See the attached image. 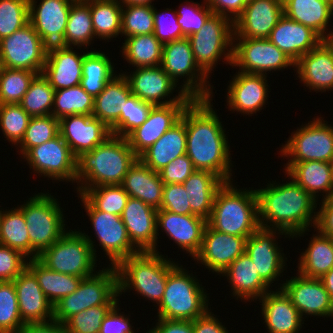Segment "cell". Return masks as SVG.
I'll use <instances>...</instances> for the list:
<instances>
[{"label": "cell", "mask_w": 333, "mask_h": 333, "mask_svg": "<svg viewBox=\"0 0 333 333\" xmlns=\"http://www.w3.org/2000/svg\"><path fill=\"white\" fill-rule=\"evenodd\" d=\"M224 183L219 176L210 171H194L183 183L191 211L208 220L212 213L215 194Z\"/></svg>", "instance_id": "obj_38"}, {"label": "cell", "mask_w": 333, "mask_h": 333, "mask_svg": "<svg viewBox=\"0 0 333 333\" xmlns=\"http://www.w3.org/2000/svg\"><path fill=\"white\" fill-rule=\"evenodd\" d=\"M121 49L124 60L134 68L161 65L163 44L153 33L127 37Z\"/></svg>", "instance_id": "obj_43"}, {"label": "cell", "mask_w": 333, "mask_h": 333, "mask_svg": "<svg viewBox=\"0 0 333 333\" xmlns=\"http://www.w3.org/2000/svg\"><path fill=\"white\" fill-rule=\"evenodd\" d=\"M135 69L131 73H122L128 81L132 94L140 100L151 103L154 106L169 105L177 102H191L193 100L182 89H178V95L170 98L173 91L175 89L177 91L176 87L179 83L177 84L161 66L139 67Z\"/></svg>", "instance_id": "obj_17"}, {"label": "cell", "mask_w": 333, "mask_h": 333, "mask_svg": "<svg viewBox=\"0 0 333 333\" xmlns=\"http://www.w3.org/2000/svg\"><path fill=\"white\" fill-rule=\"evenodd\" d=\"M74 0H29V23L48 46H64L70 7Z\"/></svg>", "instance_id": "obj_21"}, {"label": "cell", "mask_w": 333, "mask_h": 333, "mask_svg": "<svg viewBox=\"0 0 333 333\" xmlns=\"http://www.w3.org/2000/svg\"><path fill=\"white\" fill-rule=\"evenodd\" d=\"M22 322L13 281L0 282V333H19Z\"/></svg>", "instance_id": "obj_54"}, {"label": "cell", "mask_w": 333, "mask_h": 333, "mask_svg": "<svg viewBox=\"0 0 333 333\" xmlns=\"http://www.w3.org/2000/svg\"><path fill=\"white\" fill-rule=\"evenodd\" d=\"M330 163H331V167H332V177H333V158H332V161Z\"/></svg>", "instance_id": "obj_74"}, {"label": "cell", "mask_w": 333, "mask_h": 333, "mask_svg": "<svg viewBox=\"0 0 333 333\" xmlns=\"http://www.w3.org/2000/svg\"><path fill=\"white\" fill-rule=\"evenodd\" d=\"M260 301L261 314L269 333H299L304 324L302 316L282 289L269 291Z\"/></svg>", "instance_id": "obj_31"}, {"label": "cell", "mask_w": 333, "mask_h": 333, "mask_svg": "<svg viewBox=\"0 0 333 333\" xmlns=\"http://www.w3.org/2000/svg\"><path fill=\"white\" fill-rule=\"evenodd\" d=\"M171 12V13H170ZM154 36L164 45L185 38L177 21L176 10L166 8L163 13L154 7Z\"/></svg>", "instance_id": "obj_59"}, {"label": "cell", "mask_w": 333, "mask_h": 333, "mask_svg": "<svg viewBox=\"0 0 333 333\" xmlns=\"http://www.w3.org/2000/svg\"><path fill=\"white\" fill-rule=\"evenodd\" d=\"M190 102L153 106L146 121L125 138L130 148L139 157L163 134L181 120L184 109Z\"/></svg>", "instance_id": "obj_24"}, {"label": "cell", "mask_w": 333, "mask_h": 333, "mask_svg": "<svg viewBox=\"0 0 333 333\" xmlns=\"http://www.w3.org/2000/svg\"><path fill=\"white\" fill-rule=\"evenodd\" d=\"M285 173L317 202L319 195H323L322 200L333 198V177L330 162H299L293 164Z\"/></svg>", "instance_id": "obj_35"}, {"label": "cell", "mask_w": 333, "mask_h": 333, "mask_svg": "<svg viewBox=\"0 0 333 333\" xmlns=\"http://www.w3.org/2000/svg\"><path fill=\"white\" fill-rule=\"evenodd\" d=\"M91 221L101 250L109 258V265L117 266L123 259L139 253L132 245L121 216L97 210L82 194H77Z\"/></svg>", "instance_id": "obj_13"}, {"label": "cell", "mask_w": 333, "mask_h": 333, "mask_svg": "<svg viewBox=\"0 0 333 333\" xmlns=\"http://www.w3.org/2000/svg\"><path fill=\"white\" fill-rule=\"evenodd\" d=\"M283 12L289 19L311 28L323 40L331 32L327 27L330 26L329 22L331 23L333 17V6L325 1L283 0Z\"/></svg>", "instance_id": "obj_37"}, {"label": "cell", "mask_w": 333, "mask_h": 333, "mask_svg": "<svg viewBox=\"0 0 333 333\" xmlns=\"http://www.w3.org/2000/svg\"><path fill=\"white\" fill-rule=\"evenodd\" d=\"M212 98L193 99L184 109L181 120L186 127V155L196 170H207L224 182H231L232 157L228 136L214 111Z\"/></svg>", "instance_id": "obj_1"}, {"label": "cell", "mask_w": 333, "mask_h": 333, "mask_svg": "<svg viewBox=\"0 0 333 333\" xmlns=\"http://www.w3.org/2000/svg\"><path fill=\"white\" fill-rule=\"evenodd\" d=\"M232 67L240 72L264 74L295 67V63L272 42L265 39H233Z\"/></svg>", "instance_id": "obj_16"}, {"label": "cell", "mask_w": 333, "mask_h": 333, "mask_svg": "<svg viewBox=\"0 0 333 333\" xmlns=\"http://www.w3.org/2000/svg\"><path fill=\"white\" fill-rule=\"evenodd\" d=\"M232 182L217 190L207 223L214 230L247 239L261 227L257 193L250 187L237 189Z\"/></svg>", "instance_id": "obj_4"}, {"label": "cell", "mask_w": 333, "mask_h": 333, "mask_svg": "<svg viewBox=\"0 0 333 333\" xmlns=\"http://www.w3.org/2000/svg\"><path fill=\"white\" fill-rule=\"evenodd\" d=\"M48 46L28 23L13 34L0 40L3 66L42 74Z\"/></svg>", "instance_id": "obj_14"}, {"label": "cell", "mask_w": 333, "mask_h": 333, "mask_svg": "<svg viewBox=\"0 0 333 333\" xmlns=\"http://www.w3.org/2000/svg\"><path fill=\"white\" fill-rule=\"evenodd\" d=\"M30 118L20 104H0V128L15 147L23 139Z\"/></svg>", "instance_id": "obj_55"}, {"label": "cell", "mask_w": 333, "mask_h": 333, "mask_svg": "<svg viewBox=\"0 0 333 333\" xmlns=\"http://www.w3.org/2000/svg\"><path fill=\"white\" fill-rule=\"evenodd\" d=\"M28 260L18 250L0 244V282L13 281L27 267Z\"/></svg>", "instance_id": "obj_60"}, {"label": "cell", "mask_w": 333, "mask_h": 333, "mask_svg": "<svg viewBox=\"0 0 333 333\" xmlns=\"http://www.w3.org/2000/svg\"><path fill=\"white\" fill-rule=\"evenodd\" d=\"M55 90L49 81L38 74L31 82L20 105L31 116L52 115Z\"/></svg>", "instance_id": "obj_48"}, {"label": "cell", "mask_w": 333, "mask_h": 333, "mask_svg": "<svg viewBox=\"0 0 333 333\" xmlns=\"http://www.w3.org/2000/svg\"><path fill=\"white\" fill-rule=\"evenodd\" d=\"M189 272L178 263L169 271L157 318L193 321L211 310L209 294L197 276Z\"/></svg>", "instance_id": "obj_6"}, {"label": "cell", "mask_w": 333, "mask_h": 333, "mask_svg": "<svg viewBox=\"0 0 333 333\" xmlns=\"http://www.w3.org/2000/svg\"><path fill=\"white\" fill-rule=\"evenodd\" d=\"M320 201L314 229L333 238V198Z\"/></svg>", "instance_id": "obj_65"}, {"label": "cell", "mask_w": 333, "mask_h": 333, "mask_svg": "<svg viewBox=\"0 0 333 333\" xmlns=\"http://www.w3.org/2000/svg\"><path fill=\"white\" fill-rule=\"evenodd\" d=\"M164 185L159 173L139 158L130 167L121 183L129 197L140 199L156 210H159L162 204Z\"/></svg>", "instance_id": "obj_34"}, {"label": "cell", "mask_w": 333, "mask_h": 333, "mask_svg": "<svg viewBox=\"0 0 333 333\" xmlns=\"http://www.w3.org/2000/svg\"><path fill=\"white\" fill-rule=\"evenodd\" d=\"M296 68V69H295ZM293 70L309 90L326 92L333 90V49L323 40L317 47L303 55Z\"/></svg>", "instance_id": "obj_29"}, {"label": "cell", "mask_w": 333, "mask_h": 333, "mask_svg": "<svg viewBox=\"0 0 333 333\" xmlns=\"http://www.w3.org/2000/svg\"><path fill=\"white\" fill-rule=\"evenodd\" d=\"M119 301L110 309L104 317L98 333H134V326L130 324V318L119 312Z\"/></svg>", "instance_id": "obj_63"}, {"label": "cell", "mask_w": 333, "mask_h": 333, "mask_svg": "<svg viewBox=\"0 0 333 333\" xmlns=\"http://www.w3.org/2000/svg\"><path fill=\"white\" fill-rule=\"evenodd\" d=\"M213 14L229 18L232 22L243 13L246 0H204Z\"/></svg>", "instance_id": "obj_64"}, {"label": "cell", "mask_w": 333, "mask_h": 333, "mask_svg": "<svg viewBox=\"0 0 333 333\" xmlns=\"http://www.w3.org/2000/svg\"><path fill=\"white\" fill-rule=\"evenodd\" d=\"M267 75L236 72L227 87V106L230 111L252 116L265 106L270 91Z\"/></svg>", "instance_id": "obj_23"}, {"label": "cell", "mask_w": 333, "mask_h": 333, "mask_svg": "<svg viewBox=\"0 0 333 333\" xmlns=\"http://www.w3.org/2000/svg\"><path fill=\"white\" fill-rule=\"evenodd\" d=\"M320 280L330 295V298L333 300V267L326 274H324Z\"/></svg>", "instance_id": "obj_69"}, {"label": "cell", "mask_w": 333, "mask_h": 333, "mask_svg": "<svg viewBox=\"0 0 333 333\" xmlns=\"http://www.w3.org/2000/svg\"><path fill=\"white\" fill-rule=\"evenodd\" d=\"M153 5L122 6L121 35L125 38L154 33Z\"/></svg>", "instance_id": "obj_51"}, {"label": "cell", "mask_w": 333, "mask_h": 333, "mask_svg": "<svg viewBox=\"0 0 333 333\" xmlns=\"http://www.w3.org/2000/svg\"><path fill=\"white\" fill-rule=\"evenodd\" d=\"M90 13V0L74 1L70 7L64 35V46L86 49L95 40Z\"/></svg>", "instance_id": "obj_44"}, {"label": "cell", "mask_w": 333, "mask_h": 333, "mask_svg": "<svg viewBox=\"0 0 333 333\" xmlns=\"http://www.w3.org/2000/svg\"><path fill=\"white\" fill-rule=\"evenodd\" d=\"M278 289L290 298L302 318L304 315L333 317V300L320 279L305 277L297 272L296 276L279 283Z\"/></svg>", "instance_id": "obj_19"}, {"label": "cell", "mask_w": 333, "mask_h": 333, "mask_svg": "<svg viewBox=\"0 0 333 333\" xmlns=\"http://www.w3.org/2000/svg\"><path fill=\"white\" fill-rule=\"evenodd\" d=\"M57 200L49 192H40L19 207L27 223L30 259L38 258L67 231L63 209Z\"/></svg>", "instance_id": "obj_8"}, {"label": "cell", "mask_w": 333, "mask_h": 333, "mask_svg": "<svg viewBox=\"0 0 333 333\" xmlns=\"http://www.w3.org/2000/svg\"><path fill=\"white\" fill-rule=\"evenodd\" d=\"M3 68H4V66H3L2 58L0 56V77H1V73H2Z\"/></svg>", "instance_id": "obj_72"}, {"label": "cell", "mask_w": 333, "mask_h": 333, "mask_svg": "<svg viewBox=\"0 0 333 333\" xmlns=\"http://www.w3.org/2000/svg\"><path fill=\"white\" fill-rule=\"evenodd\" d=\"M325 41L328 43V45L333 49V30L328 34Z\"/></svg>", "instance_id": "obj_71"}, {"label": "cell", "mask_w": 333, "mask_h": 333, "mask_svg": "<svg viewBox=\"0 0 333 333\" xmlns=\"http://www.w3.org/2000/svg\"><path fill=\"white\" fill-rule=\"evenodd\" d=\"M0 207H1V205H0ZM2 209H3V208H1V210H0V221H1L2 212H3Z\"/></svg>", "instance_id": "obj_75"}, {"label": "cell", "mask_w": 333, "mask_h": 333, "mask_svg": "<svg viewBox=\"0 0 333 333\" xmlns=\"http://www.w3.org/2000/svg\"><path fill=\"white\" fill-rule=\"evenodd\" d=\"M59 134V120L52 115L31 117L24 137L17 145L19 155L24 156L31 148L41 145Z\"/></svg>", "instance_id": "obj_53"}, {"label": "cell", "mask_w": 333, "mask_h": 333, "mask_svg": "<svg viewBox=\"0 0 333 333\" xmlns=\"http://www.w3.org/2000/svg\"><path fill=\"white\" fill-rule=\"evenodd\" d=\"M0 244L18 250L30 259L27 223L19 206L3 210L0 221Z\"/></svg>", "instance_id": "obj_46"}, {"label": "cell", "mask_w": 333, "mask_h": 333, "mask_svg": "<svg viewBox=\"0 0 333 333\" xmlns=\"http://www.w3.org/2000/svg\"><path fill=\"white\" fill-rule=\"evenodd\" d=\"M36 72L3 68L0 77V104H20Z\"/></svg>", "instance_id": "obj_50"}, {"label": "cell", "mask_w": 333, "mask_h": 333, "mask_svg": "<svg viewBox=\"0 0 333 333\" xmlns=\"http://www.w3.org/2000/svg\"><path fill=\"white\" fill-rule=\"evenodd\" d=\"M284 15L283 0H253L234 22L233 39H265Z\"/></svg>", "instance_id": "obj_22"}, {"label": "cell", "mask_w": 333, "mask_h": 333, "mask_svg": "<svg viewBox=\"0 0 333 333\" xmlns=\"http://www.w3.org/2000/svg\"><path fill=\"white\" fill-rule=\"evenodd\" d=\"M146 333H193V321L158 318Z\"/></svg>", "instance_id": "obj_67"}, {"label": "cell", "mask_w": 333, "mask_h": 333, "mask_svg": "<svg viewBox=\"0 0 333 333\" xmlns=\"http://www.w3.org/2000/svg\"><path fill=\"white\" fill-rule=\"evenodd\" d=\"M159 210H167L179 215H195L191 211L183 184H165L162 204Z\"/></svg>", "instance_id": "obj_61"}, {"label": "cell", "mask_w": 333, "mask_h": 333, "mask_svg": "<svg viewBox=\"0 0 333 333\" xmlns=\"http://www.w3.org/2000/svg\"><path fill=\"white\" fill-rule=\"evenodd\" d=\"M227 277L231 285V292L236 300L251 302L259 300L271 288L261 279L254 262L244 252L234 260L221 274ZM270 289V290H269ZM239 298V299H238Z\"/></svg>", "instance_id": "obj_33"}, {"label": "cell", "mask_w": 333, "mask_h": 333, "mask_svg": "<svg viewBox=\"0 0 333 333\" xmlns=\"http://www.w3.org/2000/svg\"><path fill=\"white\" fill-rule=\"evenodd\" d=\"M138 156L130 148L126 138L111 135L93 150L77 158V192L104 186L121 185Z\"/></svg>", "instance_id": "obj_3"}, {"label": "cell", "mask_w": 333, "mask_h": 333, "mask_svg": "<svg viewBox=\"0 0 333 333\" xmlns=\"http://www.w3.org/2000/svg\"><path fill=\"white\" fill-rule=\"evenodd\" d=\"M325 1L326 3L330 4L331 6H333V0H322Z\"/></svg>", "instance_id": "obj_73"}, {"label": "cell", "mask_w": 333, "mask_h": 333, "mask_svg": "<svg viewBox=\"0 0 333 333\" xmlns=\"http://www.w3.org/2000/svg\"><path fill=\"white\" fill-rule=\"evenodd\" d=\"M94 243L85 232L70 229L37 259L52 271L81 278L89 277L95 273L98 261Z\"/></svg>", "instance_id": "obj_7"}, {"label": "cell", "mask_w": 333, "mask_h": 333, "mask_svg": "<svg viewBox=\"0 0 333 333\" xmlns=\"http://www.w3.org/2000/svg\"><path fill=\"white\" fill-rule=\"evenodd\" d=\"M233 38L234 22L218 14H212L199 31L188 37L196 65L208 78L221 59L232 65Z\"/></svg>", "instance_id": "obj_10"}, {"label": "cell", "mask_w": 333, "mask_h": 333, "mask_svg": "<svg viewBox=\"0 0 333 333\" xmlns=\"http://www.w3.org/2000/svg\"><path fill=\"white\" fill-rule=\"evenodd\" d=\"M164 71L178 83L183 78L182 89L193 99L213 97V86L208 78L196 65L188 38L171 41L163 45L160 65ZM186 78V79H185ZM208 80V81H207Z\"/></svg>", "instance_id": "obj_12"}, {"label": "cell", "mask_w": 333, "mask_h": 333, "mask_svg": "<svg viewBox=\"0 0 333 333\" xmlns=\"http://www.w3.org/2000/svg\"><path fill=\"white\" fill-rule=\"evenodd\" d=\"M246 238L214 230L208 223L202 245L194 261L202 264L209 272L220 275L234 260L245 252Z\"/></svg>", "instance_id": "obj_20"}, {"label": "cell", "mask_w": 333, "mask_h": 333, "mask_svg": "<svg viewBox=\"0 0 333 333\" xmlns=\"http://www.w3.org/2000/svg\"><path fill=\"white\" fill-rule=\"evenodd\" d=\"M186 146V127L180 120L138 158L153 171L159 172L175 158L186 154Z\"/></svg>", "instance_id": "obj_36"}, {"label": "cell", "mask_w": 333, "mask_h": 333, "mask_svg": "<svg viewBox=\"0 0 333 333\" xmlns=\"http://www.w3.org/2000/svg\"><path fill=\"white\" fill-rule=\"evenodd\" d=\"M171 260L160 252H139L123 259L116 266L119 296L133 290L157 307L163 298L169 271L177 264Z\"/></svg>", "instance_id": "obj_5"}, {"label": "cell", "mask_w": 333, "mask_h": 333, "mask_svg": "<svg viewBox=\"0 0 333 333\" xmlns=\"http://www.w3.org/2000/svg\"><path fill=\"white\" fill-rule=\"evenodd\" d=\"M206 225L207 220L198 215H179L167 210H157V236L159 230H163L178 248L193 259L201 249Z\"/></svg>", "instance_id": "obj_26"}, {"label": "cell", "mask_w": 333, "mask_h": 333, "mask_svg": "<svg viewBox=\"0 0 333 333\" xmlns=\"http://www.w3.org/2000/svg\"><path fill=\"white\" fill-rule=\"evenodd\" d=\"M90 13L95 37L102 40L121 34L122 5L116 0H90Z\"/></svg>", "instance_id": "obj_45"}, {"label": "cell", "mask_w": 333, "mask_h": 333, "mask_svg": "<svg viewBox=\"0 0 333 333\" xmlns=\"http://www.w3.org/2000/svg\"><path fill=\"white\" fill-rule=\"evenodd\" d=\"M92 50L87 49V53L84 55L80 86L87 94L95 98L116 75V71L114 72L115 66L107 54Z\"/></svg>", "instance_id": "obj_42"}, {"label": "cell", "mask_w": 333, "mask_h": 333, "mask_svg": "<svg viewBox=\"0 0 333 333\" xmlns=\"http://www.w3.org/2000/svg\"><path fill=\"white\" fill-rule=\"evenodd\" d=\"M286 238L292 236L281 230L265 229L260 227L257 231L246 239L245 252L251 258L261 279L271 288L274 281L279 280V276L285 271L287 257L280 249L276 238L279 235ZM277 235V236H276Z\"/></svg>", "instance_id": "obj_18"}, {"label": "cell", "mask_w": 333, "mask_h": 333, "mask_svg": "<svg viewBox=\"0 0 333 333\" xmlns=\"http://www.w3.org/2000/svg\"><path fill=\"white\" fill-rule=\"evenodd\" d=\"M13 282L24 324L53 320L54 305L46 298L35 275L27 267Z\"/></svg>", "instance_id": "obj_30"}, {"label": "cell", "mask_w": 333, "mask_h": 333, "mask_svg": "<svg viewBox=\"0 0 333 333\" xmlns=\"http://www.w3.org/2000/svg\"><path fill=\"white\" fill-rule=\"evenodd\" d=\"M19 333H66L64 324L56 320L26 323Z\"/></svg>", "instance_id": "obj_68"}, {"label": "cell", "mask_w": 333, "mask_h": 333, "mask_svg": "<svg viewBox=\"0 0 333 333\" xmlns=\"http://www.w3.org/2000/svg\"><path fill=\"white\" fill-rule=\"evenodd\" d=\"M108 266L83 278L75 292L58 301L54 305L53 319L64 324L71 316L83 310L100 305H115L120 301L117 268Z\"/></svg>", "instance_id": "obj_9"}, {"label": "cell", "mask_w": 333, "mask_h": 333, "mask_svg": "<svg viewBox=\"0 0 333 333\" xmlns=\"http://www.w3.org/2000/svg\"><path fill=\"white\" fill-rule=\"evenodd\" d=\"M73 49L62 45L48 47L42 75L55 91L80 85L83 59L87 51L79 54Z\"/></svg>", "instance_id": "obj_28"}, {"label": "cell", "mask_w": 333, "mask_h": 333, "mask_svg": "<svg viewBox=\"0 0 333 333\" xmlns=\"http://www.w3.org/2000/svg\"><path fill=\"white\" fill-rule=\"evenodd\" d=\"M121 219L132 245L139 252L158 253L157 210L140 199L129 197Z\"/></svg>", "instance_id": "obj_25"}, {"label": "cell", "mask_w": 333, "mask_h": 333, "mask_svg": "<svg viewBox=\"0 0 333 333\" xmlns=\"http://www.w3.org/2000/svg\"><path fill=\"white\" fill-rule=\"evenodd\" d=\"M95 98L80 86L55 91L52 116L58 120L71 115H92Z\"/></svg>", "instance_id": "obj_47"}, {"label": "cell", "mask_w": 333, "mask_h": 333, "mask_svg": "<svg viewBox=\"0 0 333 333\" xmlns=\"http://www.w3.org/2000/svg\"><path fill=\"white\" fill-rule=\"evenodd\" d=\"M113 306H94L74 314L64 323L66 333H98L104 317Z\"/></svg>", "instance_id": "obj_57"}, {"label": "cell", "mask_w": 333, "mask_h": 333, "mask_svg": "<svg viewBox=\"0 0 333 333\" xmlns=\"http://www.w3.org/2000/svg\"><path fill=\"white\" fill-rule=\"evenodd\" d=\"M29 23V0H0V40Z\"/></svg>", "instance_id": "obj_56"}, {"label": "cell", "mask_w": 333, "mask_h": 333, "mask_svg": "<svg viewBox=\"0 0 333 333\" xmlns=\"http://www.w3.org/2000/svg\"><path fill=\"white\" fill-rule=\"evenodd\" d=\"M285 175L291 181L278 184L272 180L267 187L256 189L259 223L262 228L281 230L296 239L315 227L318 202Z\"/></svg>", "instance_id": "obj_2"}, {"label": "cell", "mask_w": 333, "mask_h": 333, "mask_svg": "<svg viewBox=\"0 0 333 333\" xmlns=\"http://www.w3.org/2000/svg\"><path fill=\"white\" fill-rule=\"evenodd\" d=\"M59 134L78 158L112 135L110 129L92 115H71L59 119Z\"/></svg>", "instance_id": "obj_27"}, {"label": "cell", "mask_w": 333, "mask_h": 333, "mask_svg": "<svg viewBox=\"0 0 333 333\" xmlns=\"http://www.w3.org/2000/svg\"><path fill=\"white\" fill-rule=\"evenodd\" d=\"M132 95L128 81L123 73L116 74L104 90L95 97L92 116L102 121L109 129L118 121L120 105Z\"/></svg>", "instance_id": "obj_39"}, {"label": "cell", "mask_w": 333, "mask_h": 333, "mask_svg": "<svg viewBox=\"0 0 333 333\" xmlns=\"http://www.w3.org/2000/svg\"><path fill=\"white\" fill-rule=\"evenodd\" d=\"M316 117L308 121L306 125L298 127L282 145L279 153L283 158L288 159L284 172L299 162L332 161L333 126L328 125V121L323 120V117Z\"/></svg>", "instance_id": "obj_11"}, {"label": "cell", "mask_w": 333, "mask_h": 333, "mask_svg": "<svg viewBox=\"0 0 333 333\" xmlns=\"http://www.w3.org/2000/svg\"><path fill=\"white\" fill-rule=\"evenodd\" d=\"M122 6L124 5H133V4H140V5H152L154 0H116Z\"/></svg>", "instance_id": "obj_70"}, {"label": "cell", "mask_w": 333, "mask_h": 333, "mask_svg": "<svg viewBox=\"0 0 333 333\" xmlns=\"http://www.w3.org/2000/svg\"><path fill=\"white\" fill-rule=\"evenodd\" d=\"M82 195L103 212L122 215L129 195L121 185H104L86 189Z\"/></svg>", "instance_id": "obj_49"}, {"label": "cell", "mask_w": 333, "mask_h": 333, "mask_svg": "<svg viewBox=\"0 0 333 333\" xmlns=\"http://www.w3.org/2000/svg\"><path fill=\"white\" fill-rule=\"evenodd\" d=\"M196 169L190 158L184 154L168 163L158 173L164 184H183Z\"/></svg>", "instance_id": "obj_62"}, {"label": "cell", "mask_w": 333, "mask_h": 333, "mask_svg": "<svg viewBox=\"0 0 333 333\" xmlns=\"http://www.w3.org/2000/svg\"><path fill=\"white\" fill-rule=\"evenodd\" d=\"M185 4H181L182 7L176 10L178 16L177 21L182 30L183 36L188 38L193 33L199 31L208 18L213 14L212 10L203 0V4L200 5L198 2L190 3L189 0H185ZM185 5V6H184ZM204 5V6H203Z\"/></svg>", "instance_id": "obj_58"}, {"label": "cell", "mask_w": 333, "mask_h": 333, "mask_svg": "<svg viewBox=\"0 0 333 333\" xmlns=\"http://www.w3.org/2000/svg\"><path fill=\"white\" fill-rule=\"evenodd\" d=\"M153 106L151 103L144 102L132 94L126 103L120 105V117L110 128L111 133L125 138L131 131L146 121Z\"/></svg>", "instance_id": "obj_52"}, {"label": "cell", "mask_w": 333, "mask_h": 333, "mask_svg": "<svg viewBox=\"0 0 333 333\" xmlns=\"http://www.w3.org/2000/svg\"><path fill=\"white\" fill-rule=\"evenodd\" d=\"M35 174L51 180L76 183L77 157L58 134L53 139L31 148L24 156Z\"/></svg>", "instance_id": "obj_15"}, {"label": "cell", "mask_w": 333, "mask_h": 333, "mask_svg": "<svg viewBox=\"0 0 333 333\" xmlns=\"http://www.w3.org/2000/svg\"><path fill=\"white\" fill-rule=\"evenodd\" d=\"M226 328L209 309L193 320V333H230Z\"/></svg>", "instance_id": "obj_66"}, {"label": "cell", "mask_w": 333, "mask_h": 333, "mask_svg": "<svg viewBox=\"0 0 333 333\" xmlns=\"http://www.w3.org/2000/svg\"><path fill=\"white\" fill-rule=\"evenodd\" d=\"M27 268L35 275L46 298L55 305L75 292L83 278L52 271L37 258L29 259Z\"/></svg>", "instance_id": "obj_41"}, {"label": "cell", "mask_w": 333, "mask_h": 333, "mask_svg": "<svg viewBox=\"0 0 333 333\" xmlns=\"http://www.w3.org/2000/svg\"><path fill=\"white\" fill-rule=\"evenodd\" d=\"M315 231L299 257L297 271L305 277L320 279L333 267V238Z\"/></svg>", "instance_id": "obj_40"}, {"label": "cell", "mask_w": 333, "mask_h": 333, "mask_svg": "<svg viewBox=\"0 0 333 333\" xmlns=\"http://www.w3.org/2000/svg\"><path fill=\"white\" fill-rule=\"evenodd\" d=\"M268 40L294 63L323 41L311 28L291 20L285 15L279 19Z\"/></svg>", "instance_id": "obj_32"}]
</instances>
